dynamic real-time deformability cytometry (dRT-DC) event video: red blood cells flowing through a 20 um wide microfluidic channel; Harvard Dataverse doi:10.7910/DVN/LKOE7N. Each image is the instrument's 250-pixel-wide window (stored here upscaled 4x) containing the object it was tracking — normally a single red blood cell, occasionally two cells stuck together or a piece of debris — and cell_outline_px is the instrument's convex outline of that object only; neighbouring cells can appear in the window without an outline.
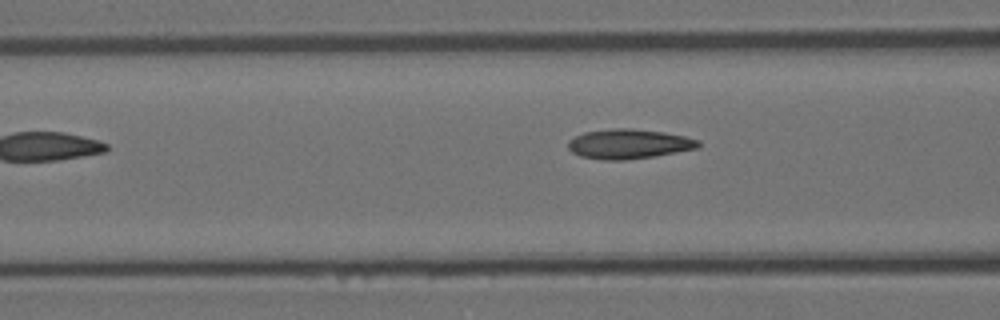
{"species": "Egyptian fruit bat (a non-hibernating species)", "species_latin": "Rousettus aegyptiacus", "temperature_condition": "room temperature", "stored_images_in_passage": 7, "camera_frame_rate_fps": 3000, "um_per_image_px": 0.085, "animal": {"sex": "female"}, "frame": {"image": 1, "passage_image": 7, "time_ms": 2.0, "image_size_px": [1000, 320], "cell_outline_px": [[700, 148], [656, 156], [624, 160], [604, 160], [580, 156], [572, 152], [568, 148], [568, 140], [584, 132], [612, 128], [632, 128], [664, 132], [684, 136], [700, 140]], "centroid_in_image_um": [53.47, 12.23], "position_along_channel_um": 113.1, "area_um2": 22.72}}